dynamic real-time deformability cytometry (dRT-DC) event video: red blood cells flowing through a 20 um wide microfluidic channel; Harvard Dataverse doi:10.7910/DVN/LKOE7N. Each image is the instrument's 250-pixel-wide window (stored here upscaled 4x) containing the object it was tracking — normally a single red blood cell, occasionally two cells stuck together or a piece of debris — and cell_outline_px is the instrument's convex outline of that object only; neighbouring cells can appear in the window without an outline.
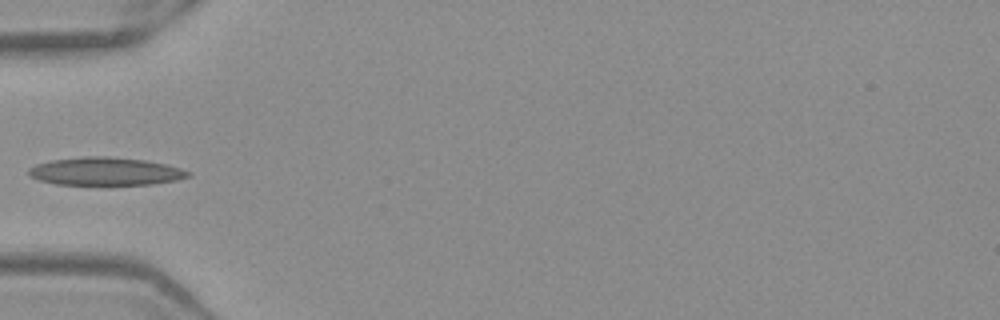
{"species": "Egyptian fruit bat (a non-hibernating species)", "species_latin": "Rousettus aegyptiacus", "temperature_condition": "warm", "stored_images_in_passage": 35, "camera_frame_rate_fps": 3000, "um_per_image_px": 0.085, "frame": {"image": 1, "passage_image": 1, "time_ms": 0.0, "image_size_px": [1000, 320], "cell_outline_px": [[192, 176], [176, 180], [152, 184], [56, 184], [40, 180], [28, 176], [28, 168], [36, 164], [52, 160], [84, 156], [108, 156], [144, 160], [164, 164], [180, 168], [192, 172]], "centroid_in_image_um": [8.96, 14.56], "position_along_channel_um": 76.0, "area_um2": 25.89}}
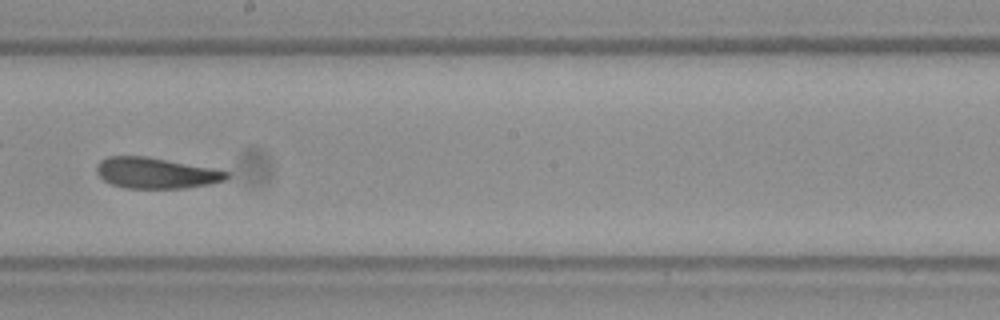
{"frame": {"image": 2, "passage_image": 13, "time_ms": 4.0, "image_size_px": [1000, 320], "cell_outline_px": [[228, 176], [224, 180], [208, 184], [184, 188], [124, 188], [112, 184], [104, 180], [96, 172], [96, 164], [100, 160], [108, 156], [148, 156], [212, 168], [228, 172]], "centroid_in_image_um": [13.2, 14.7], "position_along_channel_um": 235.0, "area_um2": 23.29}}
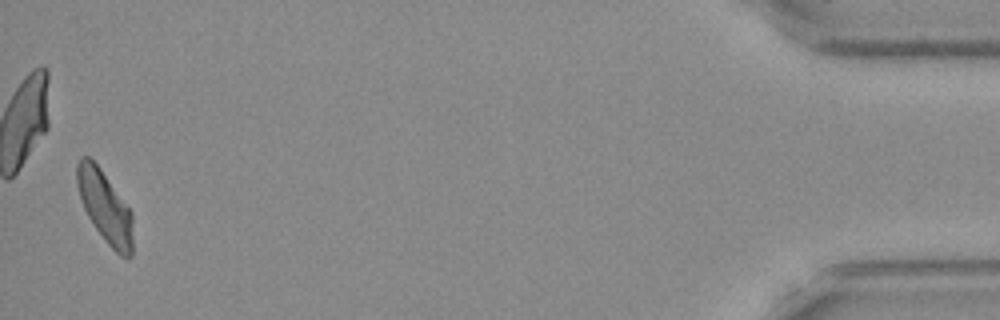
{"frame": {"image": 3, "passage_image": 34, "time_ms": 11.0, "image_size_px": [1000, 320], "cell_outline_px": [[132, 256], [128, 260], [120, 256], [104, 240], [88, 216], [84, 208], [76, 184], [76, 164], [80, 156], [88, 156], [100, 168], [132, 212]], "centroid_in_image_um": [8.92, 17.58], "position_along_channel_um": 426.3, "area_um2": 23.24}}